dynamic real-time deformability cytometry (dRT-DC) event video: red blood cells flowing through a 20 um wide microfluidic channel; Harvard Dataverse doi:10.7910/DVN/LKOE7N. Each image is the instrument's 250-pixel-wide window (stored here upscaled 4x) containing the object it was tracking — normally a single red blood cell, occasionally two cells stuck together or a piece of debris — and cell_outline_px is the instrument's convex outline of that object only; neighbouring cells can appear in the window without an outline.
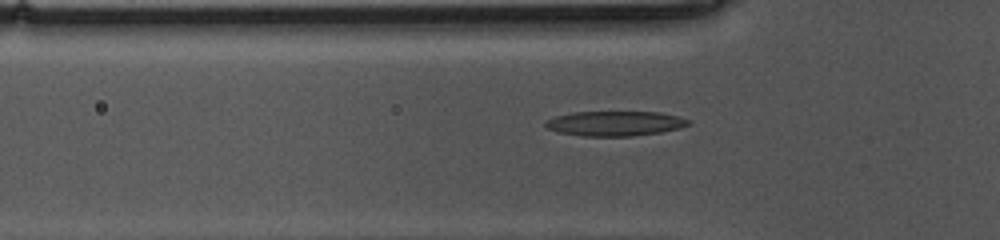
{"species": "common noctule bat (a hibernating species)", "species_latin": "Nyctalus noctula", "temperature_condition": "cold", "stored_images_in_passage": 42, "camera_frame_rate_fps": 3000, "um_per_image_px": 0.085, "animal": {"sex": "female", "body_mass_g": 10.0, "forearm_length_mm": 53.1}, "frame": {"image": 1, "passage_image": 6, "time_ms": 1.667, "image_size_px": [1000, 240], "cell_outline_px": [[692, 124], [680, 128], [660, 132], [632, 136], [580, 136], [556, 132], [548, 128], [544, 124], [548, 120], [556, 116], [572, 112], [660, 112], [692, 120]], "centroid_in_image_um": [52.29, 10.5], "position_along_channel_um": 73.5, "area_um2": 20.75}}
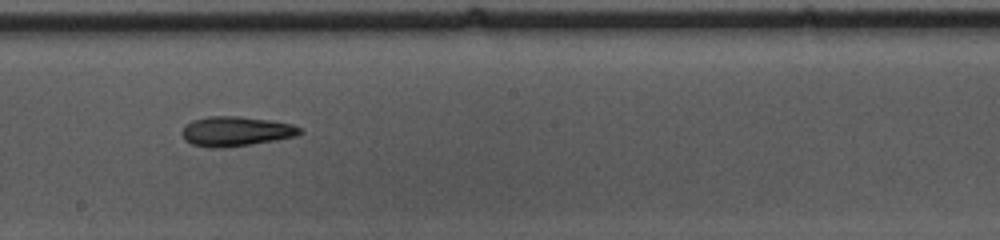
{"frame": {"image": 2, "passage_image": 19, "time_ms": 6.0, "image_size_px": [1000, 240], "cell_outline_px": [[304, 132], [296, 136], [276, 140], [220, 148], [208, 148], [192, 144], [184, 140], [180, 132], [184, 124], [192, 120], [208, 116], [240, 116], [272, 120], [292, 124], [300, 128]], "centroid_in_image_um": [20.01, 11.15], "position_along_channel_um": 228.2, "area_um2": 20.63}}
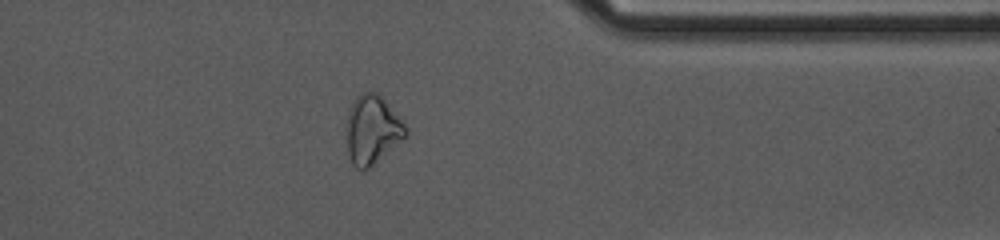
{"frame": {"image": 3, "passage_image": 33, "time_ms": 10.667, "image_size_px": [1000, 240], "cell_outline_px": [[408, 136], [368, 168], [356, 168], [352, 164], [348, 152], [344, 136], [344, 128], [352, 104], [356, 96], [360, 92], [376, 92], [384, 100], [404, 124], [408, 132]], "centroid_in_image_um": [31.6, 11.03], "position_along_channel_um": 379.8, "area_um2": 23.64}, "authors_computed_cell_mechanics": {"area_um2": 20.5768, "velocity_mm_per_s": 3.544, "shape_relaxation_time_tau1_ms": 10.0558, "shape_relaxation_time_tau2_ms": null, "deformation_change_tau1": 0.2255, "deformation_change_tau2": null}}